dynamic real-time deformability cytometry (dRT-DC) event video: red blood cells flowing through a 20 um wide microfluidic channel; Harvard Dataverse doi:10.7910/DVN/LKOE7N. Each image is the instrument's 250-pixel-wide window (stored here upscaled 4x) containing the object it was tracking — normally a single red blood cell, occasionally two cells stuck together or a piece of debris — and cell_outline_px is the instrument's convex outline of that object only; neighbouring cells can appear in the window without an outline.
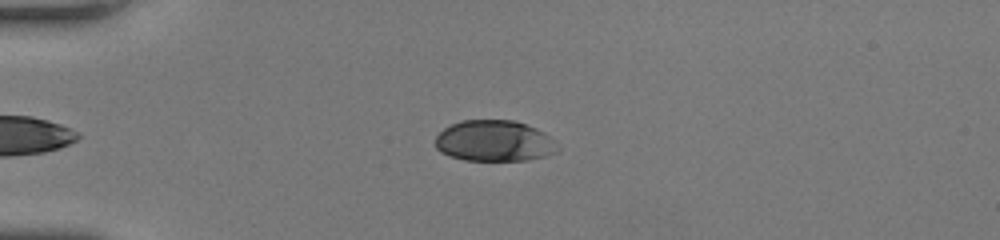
{"species": "human", "species_latin": "Homo sapiens", "temperature_condition": "room temperature", "stored_images_in_passage": 39, "camera_frame_rate_fps": 3000, "um_per_image_px": 0.085, "donor": {"sex": "female"}, "frame": {"image": 1, "passage_image": 7, "time_ms": 2.0, "image_size_px": [1000, 240], "cell_outline_px": [[560, 148], [556, 152], [544, 156], [528, 160], [464, 160], [448, 156], [440, 152], [436, 148], [436, 136], [444, 128], [460, 120], [512, 120], [536, 128], [544, 132]], "centroid_in_image_um": [41.99, 11.98], "position_along_channel_um": 43.0, "area_um2": 29.19}}
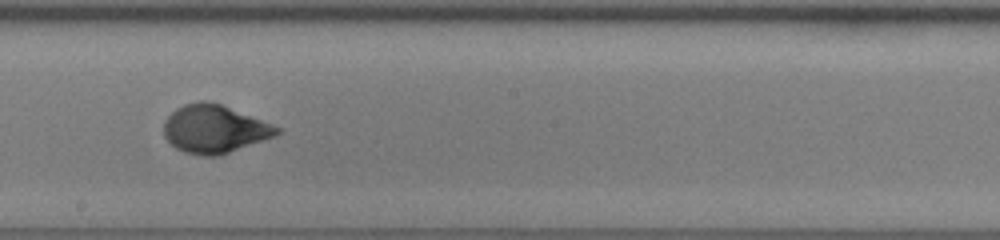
{"frame": {"image": 2, "passage_image": 23, "time_ms": 7.333, "image_size_px": [1000, 240], "cell_outline_px": [[280, 132], [276, 136], [216, 156], [204, 156], [184, 152], [176, 148], [164, 136], [164, 120], [176, 108], [184, 104], [200, 100], [208, 100], [220, 104], [272, 124], [280, 128]], "centroid_in_image_um": [18.2, 10.95], "position_along_channel_um": 230.0, "area_um2": 31.39}}
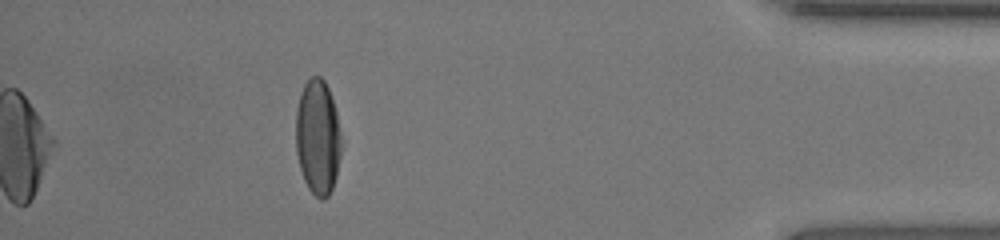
{"frame": {"image": 3, "passage_image": 39, "time_ms": 12.667, "image_size_px": [1000, 240], "cell_outline_px": [[340, 156], [336, 176], [332, 188], [328, 196], [324, 200], [320, 200], [308, 188], [304, 180], [300, 168], [296, 152], [296, 112], [300, 92], [304, 84], [312, 76], [320, 76], [324, 80], [328, 88], [336, 112], [340, 132]], "centroid_in_image_um": [26.99, 11.67], "position_along_channel_um": 408.2, "area_um2": 30.4}, "authors_computed_cell_mechanics": {"area_um2": 31.1542, "velocity_mm_per_s": 4.1734, "shape_relaxation_time_tau1_ms": 4.2647, "shape_relaxation_time_tau2_ms": null, "deformation_change_tau1": 0.2072, "deformation_change_tau2": null}}